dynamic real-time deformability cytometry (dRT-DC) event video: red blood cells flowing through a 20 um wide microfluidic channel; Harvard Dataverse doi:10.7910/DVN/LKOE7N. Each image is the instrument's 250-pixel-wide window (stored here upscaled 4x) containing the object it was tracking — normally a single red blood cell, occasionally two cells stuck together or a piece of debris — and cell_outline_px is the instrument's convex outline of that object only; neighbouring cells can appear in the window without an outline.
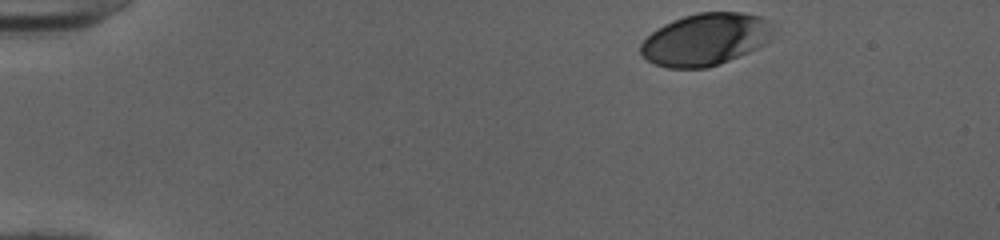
{"species": "human", "species_latin": "Homo sapiens", "temperature_condition": "cold", "stored_images_in_passage": 45, "camera_frame_rate_fps": 3000, "um_per_image_px": 0.085, "donor": {"sex": "female"}, "frame": {"image": 1, "passage_image": 1, "time_ms": 0.0, "image_size_px": [1000, 240], "cell_outline_px": [[772, 28], [768, 40], [764, 44], [748, 52], [720, 64], [708, 68], [664, 68], [652, 64], [640, 52], [640, 44], [656, 28], [672, 20], [684, 16], [700, 12], [740, 12], [760, 16], [768, 20]], "centroid_in_image_um": [59.92, 3.36], "position_along_channel_um": 25.1, "area_um2": 40.23}}
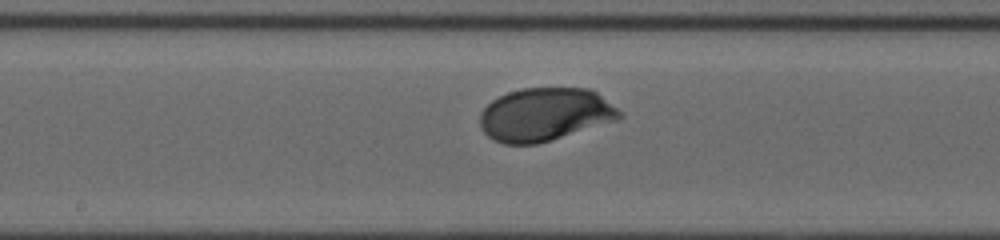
{"frame": {"image": 2, "passage_image": 22, "time_ms": 7.0, "image_size_px": [1000, 240], "cell_outline_px": [[624, 116], [620, 120], [536, 144], [504, 144], [492, 140], [480, 128], [480, 112], [492, 100], [508, 92], [524, 88], [588, 88], [596, 92], [624, 112]], "centroid_in_image_um": [46.35, 9.73], "position_along_channel_um": 201.9, "area_um2": 43.52}}
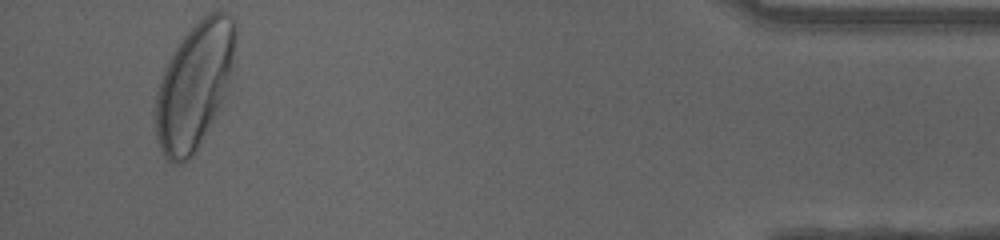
{"frame": {"image": 3, "passage_image": 43, "time_ms": 14.0, "image_size_px": [1000, 240], "cell_outline_px": [[236, 36], [232, 68], [228, 88], [196, 152], [188, 160], [180, 164], [172, 164], [164, 156], [156, 140], [152, 112], [152, 108], [156, 92], [164, 68], [168, 60], [184, 36], [208, 12], [224, 12], [232, 16], [236, 20]], "centroid_in_image_um": [16.48, 7.31], "position_along_channel_um": 418.7, "area_um2": 59.01}, "authors_computed_cell_mechanics": {"area_um2": 42.2518, "velocity_mm_per_s": 3.9756, "shape_relaxation_time_tau1_ms": 1.8971, "shape_relaxation_time_tau2_ms": null, "deformation_change_tau1": 0.1308, "deformation_change_tau2": null}}